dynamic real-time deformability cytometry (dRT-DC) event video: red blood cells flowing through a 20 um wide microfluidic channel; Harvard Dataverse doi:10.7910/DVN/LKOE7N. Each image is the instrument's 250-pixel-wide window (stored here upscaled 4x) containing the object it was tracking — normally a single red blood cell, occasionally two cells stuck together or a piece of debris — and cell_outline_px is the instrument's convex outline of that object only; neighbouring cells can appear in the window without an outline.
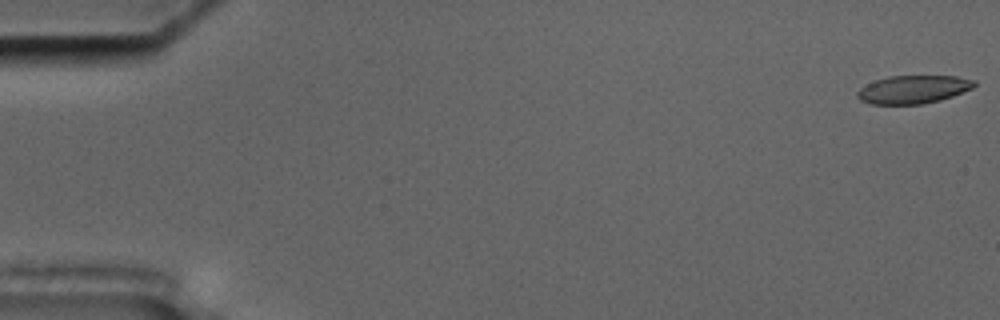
{"species": "common noctule bat (a hibernating species)", "species_latin": "Nyctalus noctula", "temperature_condition": "cold", "stored_images_in_passage": 57, "camera_frame_rate_fps": 3000, "um_per_image_px": 0.085, "animal": {"sex": "male", "body_mass_g": 17.5, "forearm_length_mm": 52.3}, "frame": {"image": 1, "passage_image": 1, "time_ms": 0.0, "image_size_px": [1000, 320], "cell_outline_px": [[976, 84], [972, 88], [952, 96], [940, 100], [920, 104], [872, 104], [860, 100], [856, 96], [856, 92], [860, 88], [876, 80], [888, 76], [956, 76], [976, 80]], "centroid_in_image_um": [77.62, 7.6], "position_along_channel_um": 7.4, "area_um2": 19.07}}
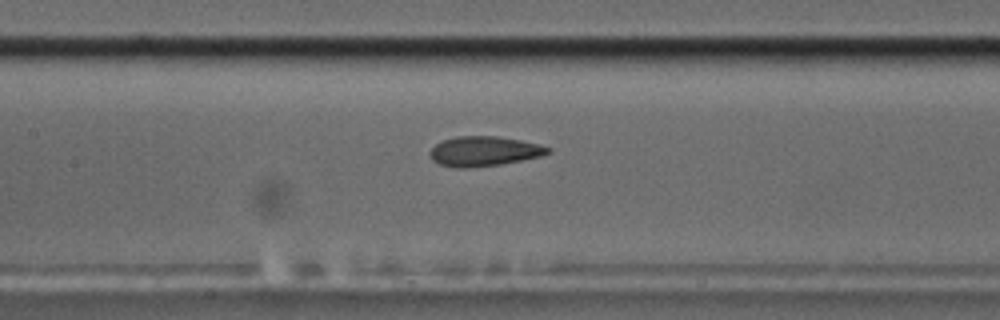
{"frame": {"image": 2, "passage_image": 27, "time_ms": 8.667, "image_size_px": [1000, 320], "cell_outline_px": [[552, 152], [540, 156], [500, 164], [464, 168], [456, 168], [440, 164], [432, 160], [428, 152], [436, 144], [444, 140], [456, 136], [496, 136], [520, 140], [540, 144], [552, 148]], "centroid_in_image_um": [41.15, 12.85], "position_along_channel_um": 166.3, "area_um2": 20.4}}
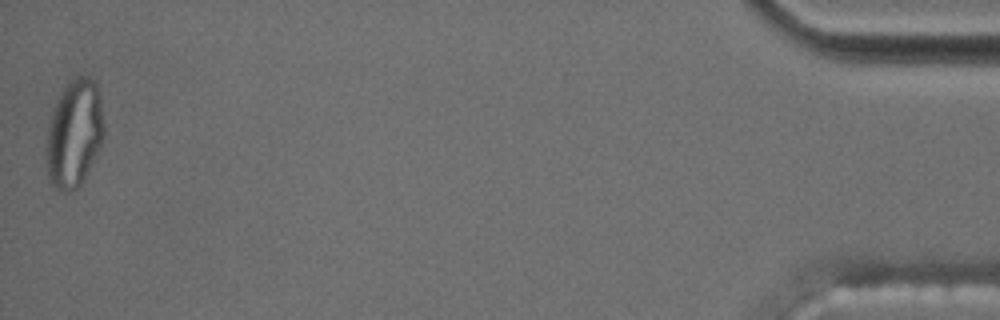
{"frame": {"image": 3, "passage_image": 57, "time_ms": 18.667, "image_size_px": [1000, 320], "cell_outline_px": [[104, 136], [80, 184], [76, 188], [56, 188], [52, 184], [48, 176], [48, 128], [56, 104], [64, 88], [76, 76], [88, 76], [96, 80], [100, 96], [104, 124]], "centroid_in_image_um": [6.35, 11.26], "position_along_channel_um": 428.8, "area_um2": 34.68}, "authors_computed_cell_mechanics": {"area_um2": 20.9814, "velocity_mm_per_s": 3.5384, "shape_relaxation_time_tau1_ms": null, "shape_relaxation_time_tau2_ms": 1.6299, "deformation_change_tau1": null, "deformation_change_tau2": 0.0796}}